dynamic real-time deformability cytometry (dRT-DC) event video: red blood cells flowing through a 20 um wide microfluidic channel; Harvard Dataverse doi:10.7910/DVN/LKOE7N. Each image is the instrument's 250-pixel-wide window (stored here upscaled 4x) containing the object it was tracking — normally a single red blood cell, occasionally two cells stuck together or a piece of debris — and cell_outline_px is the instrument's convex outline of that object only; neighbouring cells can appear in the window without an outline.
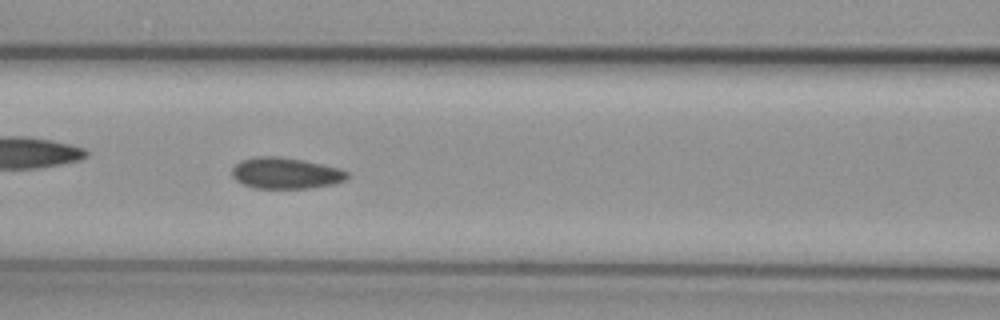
{"species": "common noctule bat (a hibernating species)", "species_latin": "Nyctalus noctula", "temperature_condition": "cold", "stored_images_in_passage": 9, "camera_frame_rate_fps": 3000, "um_per_image_px": 0.085, "animal": {"sex": "female", "body_mass_g": 29.2, "forearm_length_mm": 56.3}, "frame": {"image": 1, "passage_image": 6, "time_ms": 6.667, "image_size_px": [1000, 320], "cell_outline_px": [[348, 176], [344, 180], [332, 184], [308, 188], [252, 188], [236, 180], [232, 176], [232, 168], [240, 160], [256, 156], [276, 156], [304, 160], [340, 168], [348, 172]], "centroid_in_image_um": [24.25, 14.71], "position_along_channel_um": 142.3, "area_um2": 20.92}}
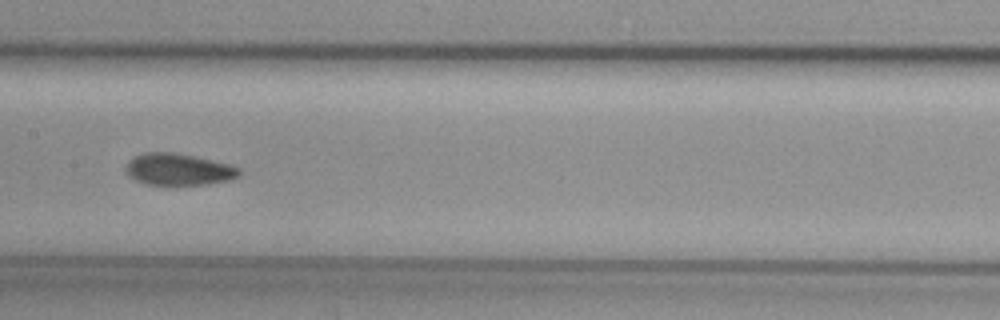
{"frame": {"image": 2, "passage_image": 7, "time_ms": 8.0, "image_size_px": [1000, 320], "cell_outline_px": [[240, 176], [232, 180], [208, 184], [168, 188], [144, 184], [132, 180], [124, 172], [124, 168], [128, 160], [144, 152], [172, 152], [192, 156], [228, 164], [240, 168]], "centroid_in_image_um": [15.1, 14.46], "position_along_channel_um": 192.3, "area_um2": 22.02}}
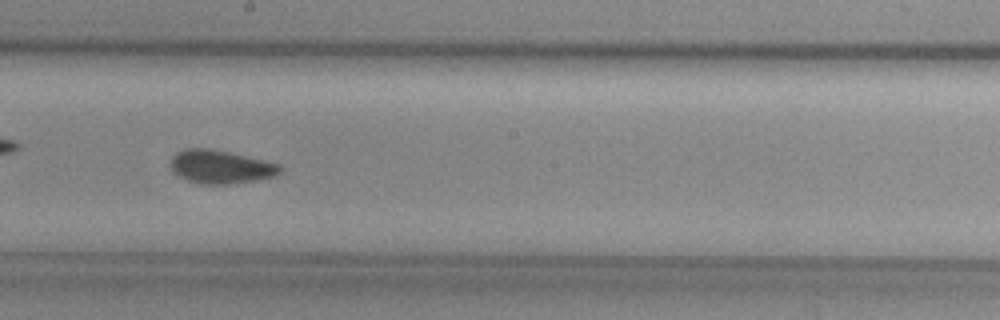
{"frame": {"image": 3, "passage_image": 8, "time_ms": 9.0, "image_size_px": [1000, 320], "cell_outline_px": [[284, 168], [276, 176], [236, 184], [200, 184], [188, 180], [172, 172], [168, 164], [172, 156], [176, 152], [184, 148], [212, 148], [264, 160], [280, 164]], "centroid_in_image_um": [18.74, 14.17], "position_along_channel_um": 229.5, "area_um2": 21.73}}